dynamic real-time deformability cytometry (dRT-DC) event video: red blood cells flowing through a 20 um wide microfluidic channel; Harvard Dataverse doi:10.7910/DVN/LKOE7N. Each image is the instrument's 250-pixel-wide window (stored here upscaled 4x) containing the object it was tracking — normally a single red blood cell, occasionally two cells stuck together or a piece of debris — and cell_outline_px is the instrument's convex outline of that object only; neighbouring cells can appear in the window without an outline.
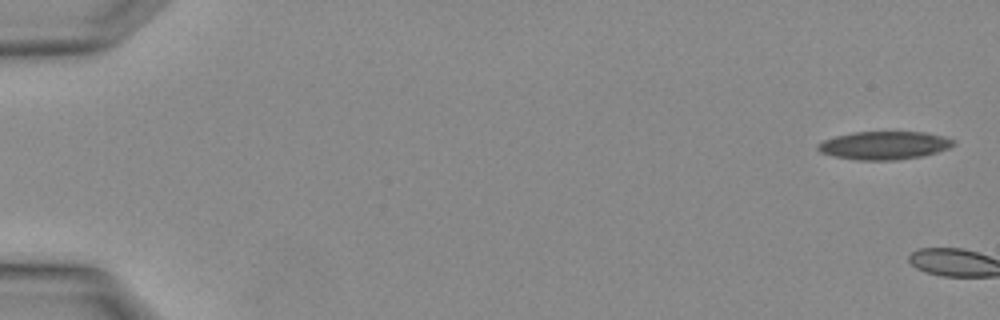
{"species": "Egyptian fruit bat (a non-hibernating species)", "species_latin": "Rousettus aegyptiacus", "temperature_condition": "warm", "stored_images_in_passage": 2, "camera_frame_rate_fps": 3000, "um_per_image_px": 0.085, "animal": {"sex": "female"}, "frame": {"image": 1, "passage_image": 2, "time_ms": 0.333, "image_size_px": [1000, 320], "cell_outline_px": [[956, 144], [948, 148], [924, 156], [896, 160], [856, 160], [832, 156], [820, 152], [816, 148], [816, 144], [824, 140], [836, 136], [852, 132], [928, 132], [944, 136], [956, 140]], "centroid_in_image_um": [75.17, 12.36], "position_along_channel_um": 9.8, "area_um2": 22.48}}